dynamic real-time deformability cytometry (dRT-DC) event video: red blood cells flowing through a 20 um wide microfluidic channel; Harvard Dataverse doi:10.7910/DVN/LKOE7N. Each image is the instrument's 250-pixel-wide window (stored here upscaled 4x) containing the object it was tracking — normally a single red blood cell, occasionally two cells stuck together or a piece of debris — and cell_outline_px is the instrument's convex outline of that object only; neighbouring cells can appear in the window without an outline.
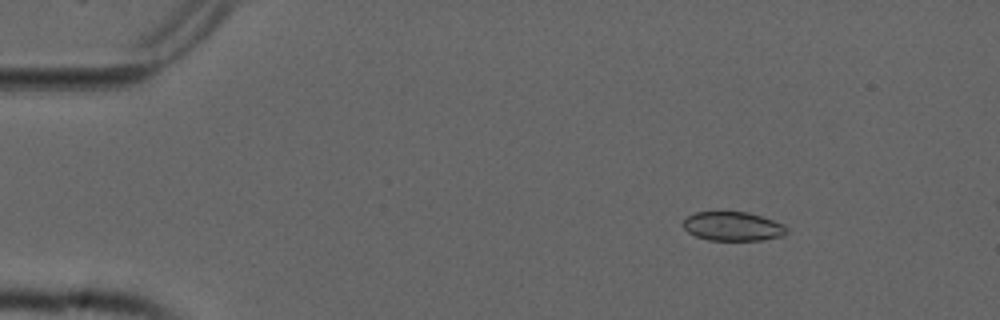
{"species": "common noctule bat (a hibernating species)", "species_latin": "Nyctalus noctula", "temperature_condition": "cold", "stored_images_in_passage": 9, "camera_frame_rate_fps": 3000, "um_per_image_px": 0.085, "animal": {"sex": "male", "forearm_length_mm": 52.5}, "frame": {"image": 1, "passage_image": 1, "time_ms": 0.0, "image_size_px": [1000, 320], "cell_outline_px": [[788, 232], [784, 236], [764, 240], [708, 240], [696, 236], [688, 232], [684, 228], [684, 216], [696, 212], [748, 212], [784, 224], [788, 228]], "centroid_in_image_um": [62.31, 19.24], "position_along_channel_um": 22.7, "area_um2": 17.63}}